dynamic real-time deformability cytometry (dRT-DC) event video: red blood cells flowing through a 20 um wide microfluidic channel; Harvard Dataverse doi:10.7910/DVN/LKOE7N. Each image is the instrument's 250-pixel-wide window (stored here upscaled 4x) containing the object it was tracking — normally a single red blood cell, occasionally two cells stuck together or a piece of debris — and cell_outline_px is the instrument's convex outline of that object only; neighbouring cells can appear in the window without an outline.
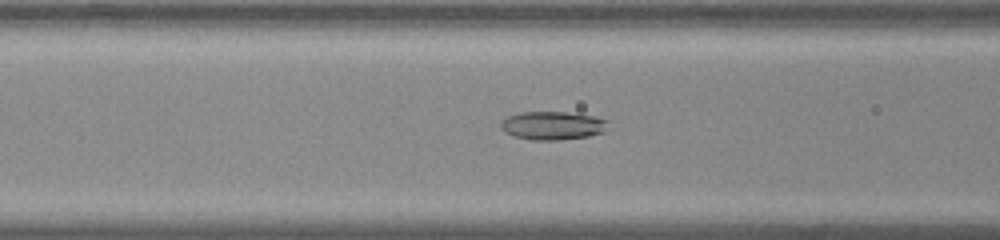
{"species": "common noctule bat (a hibernating species)", "species_latin": "Nyctalus noctula", "temperature_condition": "room temperature", "stored_images_in_passage": 43, "camera_frame_rate_fps": 3000, "um_per_image_px": 0.085, "animal": {"sex": "male", "body_mass_g": 20.0, "forearm_length_mm": 53.3}, "frame": {"image": 1, "passage_image": 12, "time_ms": 3.667, "image_size_px": [1000, 240], "cell_outline_px": [[608, 120], [604, 132], [588, 136], [560, 140], [532, 140], [516, 136], [504, 132], [500, 128], [500, 120], [508, 116], [520, 112], [564, 112], [596, 116]], "centroid_in_image_um": [46.95, 10.67], "position_along_channel_um": 119.7, "area_um2": 17.8}}
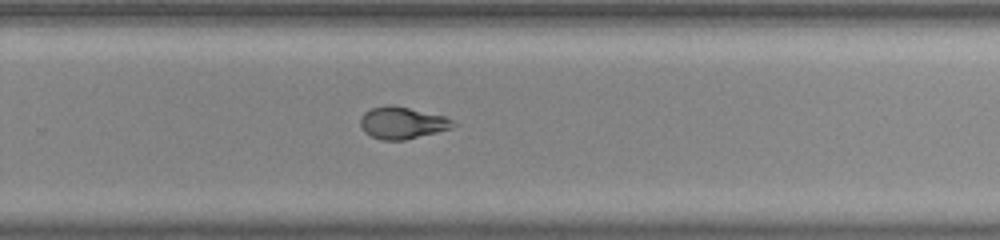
{"frame": {"image": 2, "passage_image": 26, "time_ms": 8.333, "image_size_px": [1000, 240], "cell_outline_px": [[460, 124], [452, 128], [404, 140], [384, 140], [372, 136], [364, 132], [360, 124], [360, 120], [364, 112], [372, 108], [388, 104], [392, 104], [444, 116]], "centroid_in_image_um": [34.2, 10.43], "position_along_channel_um": 295.6, "area_um2": 17.22}}
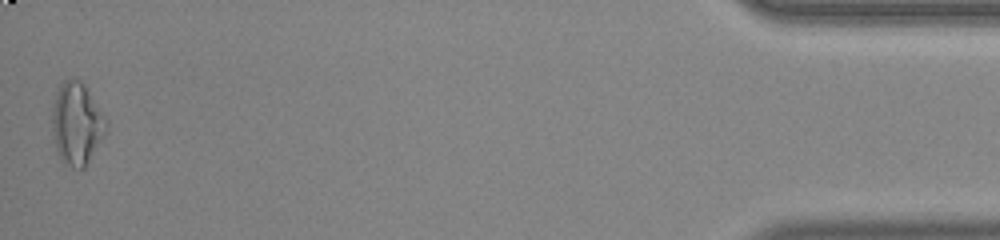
{"frame": {"image": 3, "passage_image": 43, "time_ms": 14.0, "image_size_px": [1000, 240], "cell_outline_px": [[108, 132], [84, 168], [72, 168], [64, 164], [60, 160], [56, 148], [52, 132], [52, 104], [56, 92], [60, 84], [64, 80], [72, 76], [80, 80], [84, 84], [108, 120]], "centroid_in_image_um": [6.53, 10.5], "position_along_channel_um": 428.7, "area_um2": 26.53}, "authors_computed_cell_mechanics": {"area_um2": 17.9758, "velocity_mm_per_s": 3.777, "shape_relaxation_time_tau1_ms": 10.9953, "shape_relaxation_time_tau2_ms": 0.7283, "deformation_change_tau1": 0.273, "deformation_change_tau2": 0.05}}